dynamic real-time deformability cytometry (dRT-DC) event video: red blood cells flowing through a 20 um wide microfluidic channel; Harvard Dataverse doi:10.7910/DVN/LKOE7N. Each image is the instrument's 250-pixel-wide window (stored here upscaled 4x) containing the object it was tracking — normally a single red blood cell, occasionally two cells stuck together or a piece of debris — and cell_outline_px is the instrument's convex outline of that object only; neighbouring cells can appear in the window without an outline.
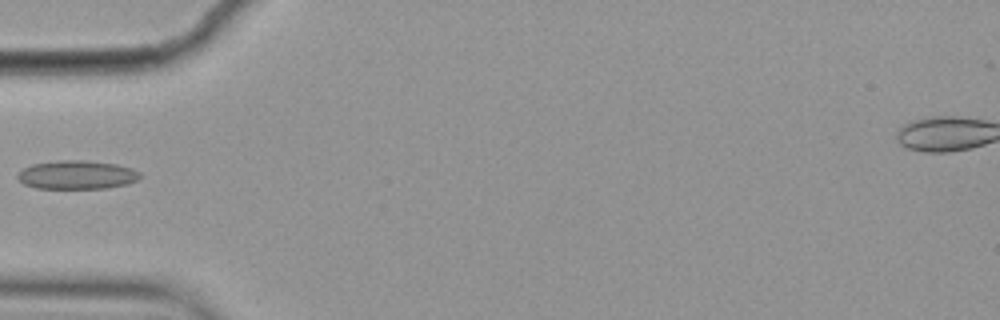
{"species": "common noctule bat (a hibernating species)", "species_latin": "Nyctalus noctula", "temperature_condition": "cold", "stored_images_in_passage": 7, "camera_frame_rate_fps": 3000, "um_per_image_px": 0.085, "animal": {"sex": "female", "body_mass_g": 19.9}, "frame": {"image": 1, "passage_image": 7, "time_ms": 2.0, "image_size_px": [1000, 320], "cell_outline_px": [[140, 176], [136, 180], [128, 184], [108, 188], [36, 188], [24, 184], [16, 176], [24, 168], [32, 164], [60, 160], [84, 160], [116, 164], [132, 168], [140, 172]], "centroid_in_image_um": [6.55, 14.86], "position_along_channel_um": 78.4, "area_um2": 20.35}}